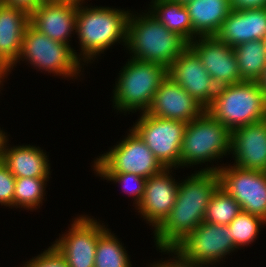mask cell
Instances as JSON below:
<instances>
[{"mask_svg":"<svg viewBox=\"0 0 266 267\" xmlns=\"http://www.w3.org/2000/svg\"><path fill=\"white\" fill-rule=\"evenodd\" d=\"M179 183L176 202L154 230L156 248H175L203 221L206 208L219 186L215 171H197ZM156 240V241H155Z\"/></svg>","mask_w":266,"mask_h":267,"instance_id":"cell-1","label":"cell"},{"mask_svg":"<svg viewBox=\"0 0 266 267\" xmlns=\"http://www.w3.org/2000/svg\"><path fill=\"white\" fill-rule=\"evenodd\" d=\"M130 12L110 7L89 8L79 4L75 30L81 47L78 59L88 64L116 42H123L126 46Z\"/></svg>","mask_w":266,"mask_h":267,"instance_id":"cell-2","label":"cell"},{"mask_svg":"<svg viewBox=\"0 0 266 267\" xmlns=\"http://www.w3.org/2000/svg\"><path fill=\"white\" fill-rule=\"evenodd\" d=\"M188 46L182 36L168 30L149 9L143 15L130 13L125 46L132 55L130 58L168 69Z\"/></svg>","mask_w":266,"mask_h":267,"instance_id":"cell-3","label":"cell"},{"mask_svg":"<svg viewBox=\"0 0 266 267\" xmlns=\"http://www.w3.org/2000/svg\"><path fill=\"white\" fill-rule=\"evenodd\" d=\"M206 111L232 132L266 119V94L259 82L221 86Z\"/></svg>","mask_w":266,"mask_h":267,"instance_id":"cell-4","label":"cell"},{"mask_svg":"<svg viewBox=\"0 0 266 267\" xmlns=\"http://www.w3.org/2000/svg\"><path fill=\"white\" fill-rule=\"evenodd\" d=\"M119 72L112 102L114 109L124 113L139 110L146 113L161 82L168 76L163 65L132 58Z\"/></svg>","mask_w":266,"mask_h":267,"instance_id":"cell-5","label":"cell"},{"mask_svg":"<svg viewBox=\"0 0 266 267\" xmlns=\"http://www.w3.org/2000/svg\"><path fill=\"white\" fill-rule=\"evenodd\" d=\"M231 139L232 132L205 110L187 123L180 151V167L211 163L227 153L229 155Z\"/></svg>","mask_w":266,"mask_h":267,"instance_id":"cell-6","label":"cell"},{"mask_svg":"<svg viewBox=\"0 0 266 267\" xmlns=\"http://www.w3.org/2000/svg\"><path fill=\"white\" fill-rule=\"evenodd\" d=\"M71 45L50 39L33 28L30 24L24 32L22 48L17 62L28 61L31 66L48 73L76 79L81 72L82 63ZM82 63V64H81Z\"/></svg>","mask_w":266,"mask_h":267,"instance_id":"cell-7","label":"cell"},{"mask_svg":"<svg viewBox=\"0 0 266 267\" xmlns=\"http://www.w3.org/2000/svg\"><path fill=\"white\" fill-rule=\"evenodd\" d=\"M129 132L121 142L94 160L92 169L96 174L131 173L149 178L165 169L137 133L132 128Z\"/></svg>","mask_w":266,"mask_h":267,"instance_id":"cell-8","label":"cell"},{"mask_svg":"<svg viewBox=\"0 0 266 267\" xmlns=\"http://www.w3.org/2000/svg\"><path fill=\"white\" fill-rule=\"evenodd\" d=\"M132 129L165 168L180 167V151L187 123L141 113Z\"/></svg>","mask_w":266,"mask_h":267,"instance_id":"cell-9","label":"cell"},{"mask_svg":"<svg viewBox=\"0 0 266 267\" xmlns=\"http://www.w3.org/2000/svg\"><path fill=\"white\" fill-rule=\"evenodd\" d=\"M201 171H215L219 186L232 196L241 210L266 221V172L237 166L205 167Z\"/></svg>","mask_w":266,"mask_h":267,"instance_id":"cell-10","label":"cell"},{"mask_svg":"<svg viewBox=\"0 0 266 267\" xmlns=\"http://www.w3.org/2000/svg\"><path fill=\"white\" fill-rule=\"evenodd\" d=\"M185 258L205 265H216L236 250L228 225L203 221L176 247ZM211 264V265H210Z\"/></svg>","mask_w":266,"mask_h":267,"instance_id":"cell-11","label":"cell"},{"mask_svg":"<svg viewBox=\"0 0 266 267\" xmlns=\"http://www.w3.org/2000/svg\"><path fill=\"white\" fill-rule=\"evenodd\" d=\"M68 232L53 242L68 267H95L98 237L107 229L96 219L81 215L73 220Z\"/></svg>","mask_w":266,"mask_h":267,"instance_id":"cell-12","label":"cell"},{"mask_svg":"<svg viewBox=\"0 0 266 267\" xmlns=\"http://www.w3.org/2000/svg\"><path fill=\"white\" fill-rule=\"evenodd\" d=\"M167 74L205 109L216 97L218 86L189 46L173 61Z\"/></svg>","mask_w":266,"mask_h":267,"instance_id":"cell-13","label":"cell"},{"mask_svg":"<svg viewBox=\"0 0 266 267\" xmlns=\"http://www.w3.org/2000/svg\"><path fill=\"white\" fill-rule=\"evenodd\" d=\"M189 47L198 55L218 87L241 82L234 49L216 36L197 37Z\"/></svg>","mask_w":266,"mask_h":267,"instance_id":"cell-14","label":"cell"},{"mask_svg":"<svg viewBox=\"0 0 266 267\" xmlns=\"http://www.w3.org/2000/svg\"><path fill=\"white\" fill-rule=\"evenodd\" d=\"M165 168L159 174L146 178L145 192L137 206L141 217L155 230L169 215L175 205L179 182Z\"/></svg>","mask_w":266,"mask_h":267,"instance_id":"cell-15","label":"cell"},{"mask_svg":"<svg viewBox=\"0 0 266 267\" xmlns=\"http://www.w3.org/2000/svg\"><path fill=\"white\" fill-rule=\"evenodd\" d=\"M205 110L179 84L167 76L156 91L147 113L159 118L188 123L199 117Z\"/></svg>","mask_w":266,"mask_h":267,"instance_id":"cell-16","label":"cell"},{"mask_svg":"<svg viewBox=\"0 0 266 267\" xmlns=\"http://www.w3.org/2000/svg\"><path fill=\"white\" fill-rule=\"evenodd\" d=\"M78 5L71 2L46 0L30 14L29 24L50 39L70 45L76 32Z\"/></svg>","mask_w":266,"mask_h":267,"instance_id":"cell-17","label":"cell"},{"mask_svg":"<svg viewBox=\"0 0 266 267\" xmlns=\"http://www.w3.org/2000/svg\"><path fill=\"white\" fill-rule=\"evenodd\" d=\"M230 153L233 165L266 172V119L233 130Z\"/></svg>","mask_w":266,"mask_h":267,"instance_id":"cell-18","label":"cell"},{"mask_svg":"<svg viewBox=\"0 0 266 267\" xmlns=\"http://www.w3.org/2000/svg\"><path fill=\"white\" fill-rule=\"evenodd\" d=\"M266 34V7L232 9L216 37L231 48L239 44L263 40Z\"/></svg>","mask_w":266,"mask_h":267,"instance_id":"cell-19","label":"cell"},{"mask_svg":"<svg viewBox=\"0 0 266 267\" xmlns=\"http://www.w3.org/2000/svg\"><path fill=\"white\" fill-rule=\"evenodd\" d=\"M30 15L0 3V58L11 68L18 60Z\"/></svg>","mask_w":266,"mask_h":267,"instance_id":"cell-20","label":"cell"},{"mask_svg":"<svg viewBox=\"0 0 266 267\" xmlns=\"http://www.w3.org/2000/svg\"><path fill=\"white\" fill-rule=\"evenodd\" d=\"M5 145L1 161L15 178H49L50 162L40 147L34 145Z\"/></svg>","mask_w":266,"mask_h":267,"instance_id":"cell-21","label":"cell"},{"mask_svg":"<svg viewBox=\"0 0 266 267\" xmlns=\"http://www.w3.org/2000/svg\"><path fill=\"white\" fill-rule=\"evenodd\" d=\"M192 24V41L197 37L216 36L230 14V0H190L185 3Z\"/></svg>","mask_w":266,"mask_h":267,"instance_id":"cell-22","label":"cell"},{"mask_svg":"<svg viewBox=\"0 0 266 267\" xmlns=\"http://www.w3.org/2000/svg\"><path fill=\"white\" fill-rule=\"evenodd\" d=\"M152 15L168 30L192 42V24L185 4L173 0H152Z\"/></svg>","mask_w":266,"mask_h":267,"instance_id":"cell-23","label":"cell"},{"mask_svg":"<svg viewBox=\"0 0 266 267\" xmlns=\"http://www.w3.org/2000/svg\"><path fill=\"white\" fill-rule=\"evenodd\" d=\"M241 82H259L266 67V47L263 40H252L233 48Z\"/></svg>","mask_w":266,"mask_h":267,"instance_id":"cell-24","label":"cell"},{"mask_svg":"<svg viewBox=\"0 0 266 267\" xmlns=\"http://www.w3.org/2000/svg\"><path fill=\"white\" fill-rule=\"evenodd\" d=\"M107 228L99 237L95 252V267H132L126 249Z\"/></svg>","mask_w":266,"mask_h":267,"instance_id":"cell-25","label":"cell"},{"mask_svg":"<svg viewBox=\"0 0 266 267\" xmlns=\"http://www.w3.org/2000/svg\"><path fill=\"white\" fill-rule=\"evenodd\" d=\"M240 212V204L218 186L210 198L204 221L212 224L228 225Z\"/></svg>","mask_w":266,"mask_h":267,"instance_id":"cell-26","label":"cell"},{"mask_svg":"<svg viewBox=\"0 0 266 267\" xmlns=\"http://www.w3.org/2000/svg\"><path fill=\"white\" fill-rule=\"evenodd\" d=\"M50 178H15L14 207L34 210L43 203Z\"/></svg>","mask_w":266,"mask_h":267,"instance_id":"cell-27","label":"cell"},{"mask_svg":"<svg viewBox=\"0 0 266 267\" xmlns=\"http://www.w3.org/2000/svg\"><path fill=\"white\" fill-rule=\"evenodd\" d=\"M265 224L266 221L261 217L241 210L228 224L235 248L239 249L253 243L258 238L259 231H261L260 228Z\"/></svg>","mask_w":266,"mask_h":267,"instance_id":"cell-28","label":"cell"},{"mask_svg":"<svg viewBox=\"0 0 266 267\" xmlns=\"http://www.w3.org/2000/svg\"><path fill=\"white\" fill-rule=\"evenodd\" d=\"M123 185V191L133 196L135 208L141 203L145 192L146 178L131 173L97 174V176ZM133 183V184H132Z\"/></svg>","mask_w":266,"mask_h":267,"instance_id":"cell-29","label":"cell"},{"mask_svg":"<svg viewBox=\"0 0 266 267\" xmlns=\"http://www.w3.org/2000/svg\"><path fill=\"white\" fill-rule=\"evenodd\" d=\"M23 265L22 267H68L64 257L53 245Z\"/></svg>","mask_w":266,"mask_h":267,"instance_id":"cell-30","label":"cell"},{"mask_svg":"<svg viewBox=\"0 0 266 267\" xmlns=\"http://www.w3.org/2000/svg\"><path fill=\"white\" fill-rule=\"evenodd\" d=\"M15 176L0 160V204L14 208Z\"/></svg>","mask_w":266,"mask_h":267,"instance_id":"cell-31","label":"cell"},{"mask_svg":"<svg viewBox=\"0 0 266 267\" xmlns=\"http://www.w3.org/2000/svg\"><path fill=\"white\" fill-rule=\"evenodd\" d=\"M158 249L161 250L159 252H166L169 254L173 253L172 255L176 256L165 261L160 260V262L158 263L155 262L154 264H151L150 267H208L209 266V265L205 266V264L188 260L175 248H157V250Z\"/></svg>","mask_w":266,"mask_h":267,"instance_id":"cell-32","label":"cell"},{"mask_svg":"<svg viewBox=\"0 0 266 267\" xmlns=\"http://www.w3.org/2000/svg\"><path fill=\"white\" fill-rule=\"evenodd\" d=\"M46 0H0L3 5L26 11L29 15Z\"/></svg>","mask_w":266,"mask_h":267,"instance_id":"cell-33","label":"cell"},{"mask_svg":"<svg viewBox=\"0 0 266 267\" xmlns=\"http://www.w3.org/2000/svg\"><path fill=\"white\" fill-rule=\"evenodd\" d=\"M233 9H251L266 7V0H230Z\"/></svg>","mask_w":266,"mask_h":267,"instance_id":"cell-34","label":"cell"},{"mask_svg":"<svg viewBox=\"0 0 266 267\" xmlns=\"http://www.w3.org/2000/svg\"><path fill=\"white\" fill-rule=\"evenodd\" d=\"M3 132L4 131H2L0 128V160L2 157V153L5 149V145H6L7 141H9L7 138L8 136H6L7 134L5 132L4 133Z\"/></svg>","mask_w":266,"mask_h":267,"instance_id":"cell-35","label":"cell"},{"mask_svg":"<svg viewBox=\"0 0 266 267\" xmlns=\"http://www.w3.org/2000/svg\"><path fill=\"white\" fill-rule=\"evenodd\" d=\"M8 72H11L10 68L0 58V74H9Z\"/></svg>","mask_w":266,"mask_h":267,"instance_id":"cell-36","label":"cell"},{"mask_svg":"<svg viewBox=\"0 0 266 267\" xmlns=\"http://www.w3.org/2000/svg\"><path fill=\"white\" fill-rule=\"evenodd\" d=\"M262 90L264 91V93L266 94V67H265V71L263 76L261 77L260 81H259Z\"/></svg>","mask_w":266,"mask_h":267,"instance_id":"cell-37","label":"cell"},{"mask_svg":"<svg viewBox=\"0 0 266 267\" xmlns=\"http://www.w3.org/2000/svg\"><path fill=\"white\" fill-rule=\"evenodd\" d=\"M53 1L71 2V3L79 5V4H82L85 0H53Z\"/></svg>","mask_w":266,"mask_h":267,"instance_id":"cell-38","label":"cell"},{"mask_svg":"<svg viewBox=\"0 0 266 267\" xmlns=\"http://www.w3.org/2000/svg\"><path fill=\"white\" fill-rule=\"evenodd\" d=\"M8 74H0V85L2 84V82L4 81L5 77H7ZM1 87V86H0Z\"/></svg>","mask_w":266,"mask_h":267,"instance_id":"cell-39","label":"cell"},{"mask_svg":"<svg viewBox=\"0 0 266 267\" xmlns=\"http://www.w3.org/2000/svg\"><path fill=\"white\" fill-rule=\"evenodd\" d=\"M173 1L180 2V3L185 4L186 2H188V1H190V0H173Z\"/></svg>","mask_w":266,"mask_h":267,"instance_id":"cell-40","label":"cell"},{"mask_svg":"<svg viewBox=\"0 0 266 267\" xmlns=\"http://www.w3.org/2000/svg\"><path fill=\"white\" fill-rule=\"evenodd\" d=\"M263 41H264V44H265V47H266V34H265V37H264Z\"/></svg>","mask_w":266,"mask_h":267,"instance_id":"cell-41","label":"cell"}]
</instances>
